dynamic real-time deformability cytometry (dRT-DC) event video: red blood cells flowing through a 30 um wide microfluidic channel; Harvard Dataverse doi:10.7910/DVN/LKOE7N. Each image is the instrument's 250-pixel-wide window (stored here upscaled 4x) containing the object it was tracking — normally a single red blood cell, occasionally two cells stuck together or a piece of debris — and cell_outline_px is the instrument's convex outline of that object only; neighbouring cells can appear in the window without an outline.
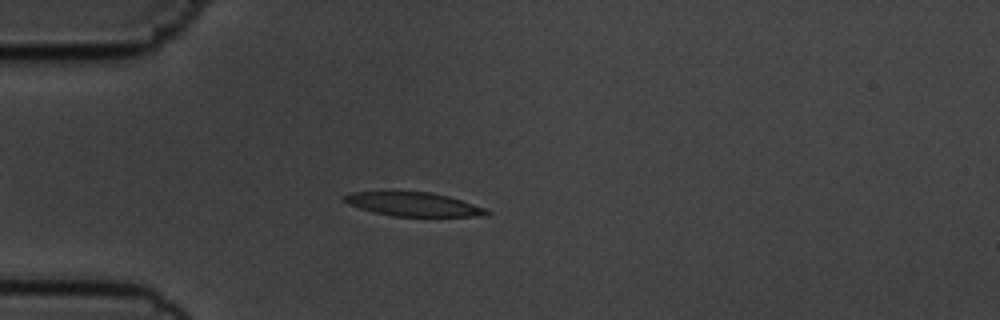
{"species": "common noctule bat (a hibernating species)", "species_latin": "Nyctalus noctula", "temperature_condition": "cold", "stored_images_in_passage": 48, "camera_frame_rate_fps": 3000, "um_per_image_px": 0.085, "animal": {"sex": "male", "body_mass_g": 19.5, "forearm_length_mm": 54.6}, "frame": {"image": 1, "passage_image": 8, "time_ms": 2.333, "image_size_px": [1000, 320], "cell_outline_px": [[492, 212], [488, 216], [392, 216], [372, 212], [348, 204], [344, 200], [344, 196], [352, 192], [428, 192], [448, 196], [484, 208]], "centroid_in_image_um": [35.15, 17.37], "position_along_channel_um": 49.8, "area_um2": 19.48}}
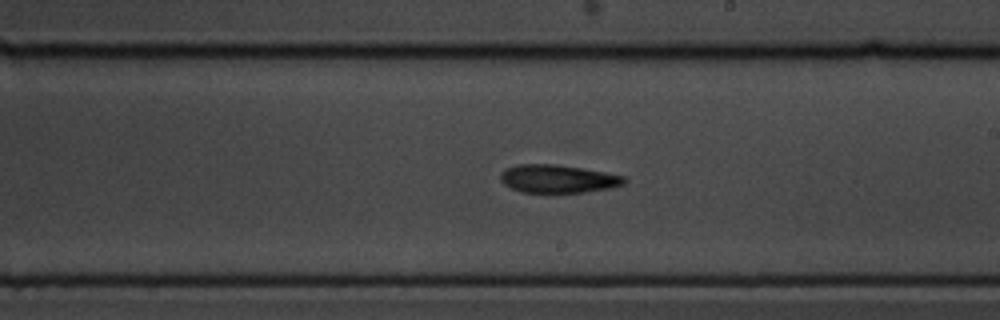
{"frame": {"image": 2, "passage_image": 25, "time_ms": 8.0, "image_size_px": [1000, 320], "cell_outline_px": [[628, 180], [624, 184], [612, 188], [584, 192], [552, 196], [520, 192], [504, 184], [500, 180], [500, 172], [504, 168], [516, 164], [552, 164], [580, 168], [604, 172], [624, 176]], "centroid_in_image_um": [47.38, 15.25], "position_along_channel_um": 241.6, "area_um2": 21.21}}
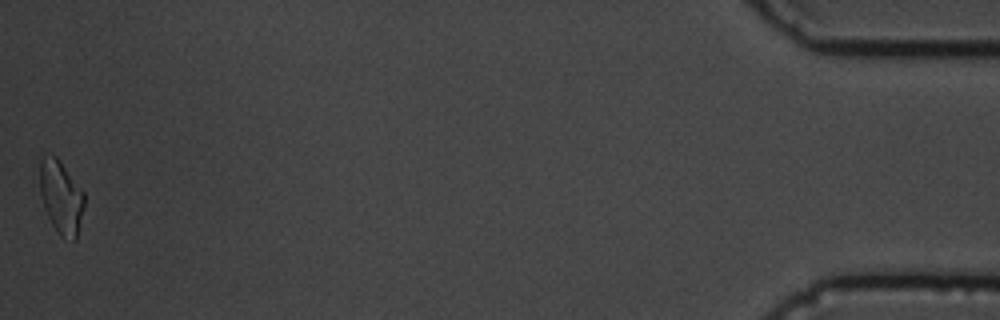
{"frame": {"image": 3, "passage_image": 48, "time_ms": 15.667, "image_size_px": [1000, 320], "cell_outline_px": [[84, 208], [76, 240], [72, 240], [60, 236], [56, 232], [44, 208], [40, 196], [40, 160], [44, 156], [52, 152], [56, 156], [84, 192]], "centroid_in_image_um": [5.18, 16.75], "position_along_channel_um": 430.0, "area_um2": 19.07}, "authors_computed_cell_mechanics": {"area_um2": 20.2011, "velocity_mm_per_s": 3.6275, "shape_relaxation_time_tau1_ms": 3.0887, "shape_relaxation_time_tau2_ms": null, "deformation_change_tau1": 0.1119, "deformation_change_tau2": null}}